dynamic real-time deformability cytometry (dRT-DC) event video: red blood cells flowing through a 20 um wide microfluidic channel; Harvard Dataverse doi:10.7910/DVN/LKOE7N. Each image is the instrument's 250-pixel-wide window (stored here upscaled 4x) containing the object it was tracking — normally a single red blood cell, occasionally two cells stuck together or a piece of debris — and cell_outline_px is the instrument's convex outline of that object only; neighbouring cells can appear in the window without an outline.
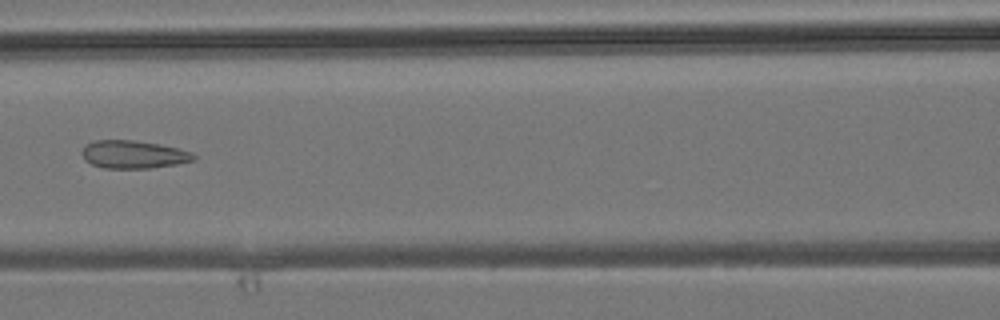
{"species": "common noctule bat (a hibernating species)", "species_latin": "Nyctalus noctula", "temperature_condition": "room temperature", "stored_images_in_passage": 6, "camera_frame_rate_fps": 3000, "um_per_image_px": 0.085, "animal": {"sex": "male", "body_mass_g": 19.2, "forearm_length_mm": 51.8}, "frame": {"image": 1, "passage_image": 6, "time_ms": 5.667, "image_size_px": [1000, 320], "cell_outline_px": [[196, 160], [176, 164], [152, 168], [104, 168], [92, 164], [84, 160], [80, 152], [84, 144], [96, 140], [132, 140], [160, 144], [192, 152], [196, 156]], "centroid_in_image_um": [11.31, 13.13], "position_along_channel_um": 155.3, "area_um2": 18.32}}